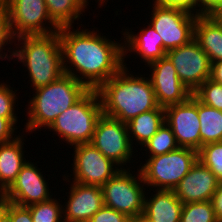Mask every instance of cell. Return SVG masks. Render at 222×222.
Returning a JSON list of instances; mask_svg holds the SVG:
<instances>
[{
    "label": "cell",
    "mask_w": 222,
    "mask_h": 222,
    "mask_svg": "<svg viewBox=\"0 0 222 222\" xmlns=\"http://www.w3.org/2000/svg\"><path fill=\"white\" fill-rule=\"evenodd\" d=\"M0 222H12L11 216L3 208L0 210Z\"/></svg>",
    "instance_id": "obj_40"
},
{
    "label": "cell",
    "mask_w": 222,
    "mask_h": 222,
    "mask_svg": "<svg viewBox=\"0 0 222 222\" xmlns=\"http://www.w3.org/2000/svg\"><path fill=\"white\" fill-rule=\"evenodd\" d=\"M151 80L158 106L167 107L187 101L193 93L180 81L167 56L149 65Z\"/></svg>",
    "instance_id": "obj_14"
},
{
    "label": "cell",
    "mask_w": 222,
    "mask_h": 222,
    "mask_svg": "<svg viewBox=\"0 0 222 222\" xmlns=\"http://www.w3.org/2000/svg\"><path fill=\"white\" fill-rule=\"evenodd\" d=\"M180 222H217L211 201L184 203Z\"/></svg>",
    "instance_id": "obj_27"
},
{
    "label": "cell",
    "mask_w": 222,
    "mask_h": 222,
    "mask_svg": "<svg viewBox=\"0 0 222 222\" xmlns=\"http://www.w3.org/2000/svg\"><path fill=\"white\" fill-rule=\"evenodd\" d=\"M164 123L165 110L160 106L134 117L126 123L131 143L135 140L143 148Z\"/></svg>",
    "instance_id": "obj_22"
},
{
    "label": "cell",
    "mask_w": 222,
    "mask_h": 222,
    "mask_svg": "<svg viewBox=\"0 0 222 222\" xmlns=\"http://www.w3.org/2000/svg\"><path fill=\"white\" fill-rule=\"evenodd\" d=\"M194 39L208 55L211 63L222 61V24L211 14H199Z\"/></svg>",
    "instance_id": "obj_20"
},
{
    "label": "cell",
    "mask_w": 222,
    "mask_h": 222,
    "mask_svg": "<svg viewBox=\"0 0 222 222\" xmlns=\"http://www.w3.org/2000/svg\"><path fill=\"white\" fill-rule=\"evenodd\" d=\"M166 56L172 62L180 81L192 93L211 76L212 63L195 39L167 51Z\"/></svg>",
    "instance_id": "obj_11"
},
{
    "label": "cell",
    "mask_w": 222,
    "mask_h": 222,
    "mask_svg": "<svg viewBox=\"0 0 222 222\" xmlns=\"http://www.w3.org/2000/svg\"><path fill=\"white\" fill-rule=\"evenodd\" d=\"M131 32L123 33L124 35V59L128 51L137 53L147 65L153 61L159 60L166 56V51L164 50L162 38L156 32V30L148 24L147 28L141 29L139 34H134Z\"/></svg>",
    "instance_id": "obj_18"
},
{
    "label": "cell",
    "mask_w": 222,
    "mask_h": 222,
    "mask_svg": "<svg viewBox=\"0 0 222 222\" xmlns=\"http://www.w3.org/2000/svg\"><path fill=\"white\" fill-rule=\"evenodd\" d=\"M86 2L88 1V0H85ZM99 1V5H100V7H101V5L106 1V0H98ZM108 1V0H107Z\"/></svg>",
    "instance_id": "obj_43"
},
{
    "label": "cell",
    "mask_w": 222,
    "mask_h": 222,
    "mask_svg": "<svg viewBox=\"0 0 222 222\" xmlns=\"http://www.w3.org/2000/svg\"><path fill=\"white\" fill-rule=\"evenodd\" d=\"M88 222H130V218L111 207L103 205Z\"/></svg>",
    "instance_id": "obj_32"
},
{
    "label": "cell",
    "mask_w": 222,
    "mask_h": 222,
    "mask_svg": "<svg viewBox=\"0 0 222 222\" xmlns=\"http://www.w3.org/2000/svg\"><path fill=\"white\" fill-rule=\"evenodd\" d=\"M198 160L222 181V142L202 146L198 151Z\"/></svg>",
    "instance_id": "obj_28"
},
{
    "label": "cell",
    "mask_w": 222,
    "mask_h": 222,
    "mask_svg": "<svg viewBox=\"0 0 222 222\" xmlns=\"http://www.w3.org/2000/svg\"><path fill=\"white\" fill-rule=\"evenodd\" d=\"M16 40H18V44L15 46L19 47L16 46L15 49L18 48V50L9 53L27 67L33 90L56 81L64 74L59 31L50 34L20 36ZM21 44L22 46H20Z\"/></svg>",
    "instance_id": "obj_3"
},
{
    "label": "cell",
    "mask_w": 222,
    "mask_h": 222,
    "mask_svg": "<svg viewBox=\"0 0 222 222\" xmlns=\"http://www.w3.org/2000/svg\"><path fill=\"white\" fill-rule=\"evenodd\" d=\"M50 19L59 27H72L87 7L85 0H45Z\"/></svg>",
    "instance_id": "obj_23"
},
{
    "label": "cell",
    "mask_w": 222,
    "mask_h": 222,
    "mask_svg": "<svg viewBox=\"0 0 222 222\" xmlns=\"http://www.w3.org/2000/svg\"><path fill=\"white\" fill-rule=\"evenodd\" d=\"M222 0H196V8L200 9V14H211L219 5Z\"/></svg>",
    "instance_id": "obj_37"
},
{
    "label": "cell",
    "mask_w": 222,
    "mask_h": 222,
    "mask_svg": "<svg viewBox=\"0 0 222 222\" xmlns=\"http://www.w3.org/2000/svg\"><path fill=\"white\" fill-rule=\"evenodd\" d=\"M71 30L72 27L59 29L64 74L89 89H97L124 67V43L111 41L94 30Z\"/></svg>",
    "instance_id": "obj_1"
},
{
    "label": "cell",
    "mask_w": 222,
    "mask_h": 222,
    "mask_svg": "<svg viewBox=\"0 0 222 222\" xmlns=\"http://www.w3.org/2000/svg\"><path fill=\"white\" fill-rule=\"evenodd\" d=\"M210 201L212 203L217 222H222V181H219L217 189Z\"/></svg>",
    "instance_id": "obj_36"
},
{
    "label": "cell",
    "mask_w": 222,
    "mask_h": 222,
    "mask_svg": "<svg viewBox=\"0 0 222 222\" xmlns=\"http://www.w3.org/2000/svg\"><path fill=\"white\" fill-rule=\"evenodd\" d=\"M148 157L166 154L179 148L172 129L164 123L156 134L143 146Z\"/></svg>",
    "instance_id": "obj_25"
},
{
    "label": "cell",
    "mask_w": 222,
    "mask_h": 222,
    "mask_svg": "<svg viewBox=\"0 0 222 222\" xmlns=\"http://www.w3.org/2000/svg\"><path fill=\"white\" fill-rule=\"evenodd\" d=\"M91 144L121 169L133 158L127 124L103 114L96 123Z\"/></svg>",
    "instance_id": "obj_10"
},
{
    "label": "cell",
    "mask_w": 222,
    "mask_h": 222,
    "mask_svg": "<svg viewBox=\"0 0 222 222\" xmlns=\"http://www.w3.org/2000/svg\"><path fill=\"white\" fill-rule=\"evenodd\" d=\"M211 15L215 17L222 24V4L219 5Z\"/></svg>",
    "instance_id": "obj_39"
},
{
    "label": "cell",
    "mask_w": 222,
    "mask_h": 222,
    "mask_svg": "<svg viewBox=\"0 0 222 222\" xmlns=\"http://www.w3.org/2000/svg\"><path fill=\"white\" fill-rule=\"evenodd\" d=\"M3 209L11 216L12 222H33L27 206H20L5 200Z\"/></svg>",
    "instance_id": "obj_33"
},
{
    "label": "cell",
    "mask_w": 222,
    "mask_h": 222,
    "mask_svg": "<svg viewBox=\"0 0 222 222\" xmlns=\"http://www.w3.org/2000/svg\"><path fill=\"white\" fill-rule=\"evenodd\" d=\"M130 222H149L145 217L139 216L133 219H130Z\"/></svg>",
    "instance_id": "obj_42"
},
{
    "label": "cell",
    "mask_w": 222,
    "mask_h": 222,
    "mask_svg": "<svg viewBox=\"0 0 222 222\" xmlns=\"http://www.w3.org/2000/svg\"><path fill=\"white\" fill-rule=\"evenodd\" d=\"M70 185L69 199L65 202V208L63 207V220L64 222H88L104 205L101 187L74 181Z\"/></svg>",
    "instance_id": "obj_16"
},
{
    "label": "cell",
    "mask_w": 222,
    "mask_h": 222,
    "mask_svg": "<svg viewBox=\"0 0 222 222\" xmlns=\"http://www.w3.org/2000/svg\"><path fill=\"white\" fill-rule=\"evenodd\" d=\"M153 6L150 25L162 38L166 52L184 46L194 39V27L198 14L180 7Z\"/></svg>",
    "instance_id": "obj_8"
},
{
    "label": "cell",
    "mask_w": 222,
    "mask_h": 222,
    "mask_svg": "<svg viewBox=\"0 0 222 222\" xmlns=\"http://www.w3.org/2000/svg\"><path fill=\"white\" fill-rule=\"evenodd\" d=\"M27 161L16 180L5 191V200L20 206H31L52 198L46 179L39 168Z\"/></svg>",
    "instance_id": "obj_15"
},
{
    "label": "cell",
    "mask_w": 222,
    "mask_h": 222,
    "mask_svg": "<svg viewBox=\"0 0 222 222\" xmlns=\"http://www.w3.org/2000/svg\"><path fill=\"white\" fill-rule=\"evenodd\" d=\"M5 202V191L0 187V210L3 208Z\"/></svg>",
    "instance_id": "obj_41"
},
{
    "label": "cell",
    "mask_w": 222,
    "mask_h": 222,
    "mask_svg": "<svg viewBox=\"0 0 222 222\" xmlns=\"http://www.w3.org/2000/svg\"><path fill=\"white\" fill-rule=\"evenodd\" d=\"M193 95L204 105L222 111V84L209 78L193 92Z\"/></svg>",
    "instance_id": "obj_29"
},
{
    "label": "cell",
    "mask_w": 222,
    "mask_h": 222,
    "mask_svg": "<svg viewBox=\"0 0 222 222\" xmlns=\"http://www.w3.org/2000/svg\"><path fill=\"white\" fill-rule=\"evenodd\" d=\"M8 86L5 83H0V117L7 118L15 126L18 121L14 110L17 90L13 91Z\"/></svg>",
    "instance_id": "obj_30"
},
{
    "label": "cell",
    "mask_w": 222,
    "mask_h": 222,
    "mask_svg": "<svg viewBox=\"0 0 222 222\" xmlns=\"http://www.w3.org/2000/svg\"><path fill=\"white\" fill-rule=\"evenodd\" d=\"M16 129L7 118L0 117V144L13 140Z\"/></svg>",
    "instance_id": "obj_35"
},
{
    "label": "cell",
    "mask_w": 222,
    "mask_h": 222,
    "mask_svg": "<svg viewBox=\"0 0 222 222\" xmlns=\"http://www.w3.org/2000/svg\"><path fill=\"white\" fill-rule=\"evenodd\" d=\"M153 5L180 7L192 13L200 14V9H196V0H154Z\"/></svg>",
    "instance_id": "obj_34"
},
{
    "label": "cell",
    "mask_w": 222,
    "mask_h": 222,
    "mask_svg": "<svg viewBox=\"0 0 222 222\" xmlns=\"http://www.w3.org/2000/svg\"><path fill=\"white\" fill-rule=\"evenodd\" d=\"M15 39L16 38L13 36L7 7L2 1H0V59H13V56H8V54H5V52L3 53L2 50L6 49L3 47L8 45V43L11 45V43L14 42Z\"/></svg>",
    "instance_id": "obj_31"
},
{
    "label": "cell",
    "mask_w": 222,
    "mask_h": 222,
    "mask_svg": "<svg viewBox=\"0 0 222 222\" xmlns=\"http://www.w3.org/2000/svg\"><path fill=\"white\" fill-rule=\"evenodd\" d=\"M201 147L215 142H222V111L204 105L198 100Z\"/></svg>",
    "instance_id": "obj_24"
},
{
    "label": "cell",
    "mask_w": 222,
    "mask_h": 222,
    "mask_svg": "<svg viewBox=\"0 0 222 222\" xmlns=\"http://www.w3.org/2000/svg\"><path fill=\"white\" fill-rule=\"evenodd\" d=\"M125 66L124 63L117 74L96 90L103 115L128 123L139 114L156 109L158 104L151 80L138 75L134 77Z\"/></svg>",
    "instance_id": "obj_2"
},
{
    "label": "cell",
    "mask_w": 222,
    "mask_h": 222,
    "mask_svg": "<svg viewBox=\"0 0 222 222\" xmlns=\"http://www.w3.org/2000/svg\"><path fill=\"white\" fill-rule=\"evenodd\" d=\"M156 194L145 196L144 212L149 222H180L183 203L173 190H155Z\"/></svg>",
    "instance_id": "obj_19"
},
{
    "label": "cell",
    "mask_w": 222,
    "mask_h": 222,
    "mask_svg": "<svg viewBox=\"0 0 222 222\" xmlns=\"http://www.w3.org/2000/svg\"><path fill=\"white\" fill-rule=\"evenodd\" d=\"M16 136L13 140L0 144V187L4 191L16 180L22 166L27 162L22 135Z\"/></svg>",
    "instance_id": "obj_21"
},
{
    "label": "cell",
    "mask_w": 222,
    "mask_h": 222,
    "mask_svg": "<svg viewBox=\"0 0 222 222\" xmlns=\"http://www.w3.org/2000/svg\"><path fill=\"white\" fill-rule=\"evenodd\" d=\"M132 175L130 169L122 168L101 186L104 205L130 219L143 216L146 194L139 169L137 175Z\"/></svg>",
    "instance_id": "obj_7"
},
{
    "label": "cell",
    "mask_w": 222,
    "mask_h": 222,
    "mask_svg": "<svg viewBox=\"0 0 222 222\" xmlns=\"http://www.w3.org/2000/svg\"><path fill=\"white\" fill-rule=\"evenodd\" d=\"M73 148L72 181L76 183L101 187L121 169L91 143L77 144Z\"/></svg>",
    "instance_id": "obj_12"
},
{
    "label": "cell",
    "mask_w": 222,
    "mask_h": 222,
    "mask_svg": "<svg viewBox=\"0 0 222 222\" xmlns=\"http://www.w3.org/2000/svg\"><path fill=\"white\" fill-rule=\"evenodd\" d=\"M210 79L216 83L222 84V61L212 63Z\"/></svg>",
    "instance_id": "obj_38"
},
{
    "label": "cell",
    "mask_w": 222,
    "mask_h": 222,
    "mask_svg": "<svg viewBox=\"0 0 222 222\" xmlns=\"http://www.w3.org/2000/svg\"><path fill=\"white\" fill-rule=\"evenodd\" d=\"M1 1L7 7L13 36L15 38L25 35L50 34L60 29L50 19L45 0ZM47 22L51 27L48 25L45 26Z\"/></svg>",
    "instance_id": "obj_9"
},
{
    "label": "cell",
    "mask_w": 222,
    "mask_h": 222,
    "mask_svg": "<svg viewBox=\"0 0 222 222\" xmlns=\"http://www.w3.org/2000/svg\"><path fill=\"white\" fill-rule=\"evenodd\" d=\"M90 89L70 75L63 74L56 81L35 90L28 107L25 132L50 127L65 110L79 101Z\"/></svg>",
    "instance_id": "obj_4"
},
{
    "label": "cell",
    "mask_w": 222,
    "mask_h": 222,
    "mask_svg": "<svg viewBox=\"0 0 222 222\" xmlns=\"http://www.w3.org/2000/svg\"><path fill=\"white\" fill-rule=\"evenodd\" d=\"M218 183L211 170L197 160L173 191L183 204L210 201Z\"/></svg>",
    "instance_id": "obj_17"
},
{
    "label": "cell",
    "mask_w": 222,
    "mask_h": 222,
    "mask_svg": "<svg viewBox=\"0 0 222 222\" xmlns=\"http://www.w3.org/2000/svg\"><path fill=\"white\" fill-rule=\"evenodd\" d=\"M198 160V152L179 147L166 154L149 157L139 168L145 185L157 190H174Z\"/></svg>",
    "instance_id": "obj_6"
},
{
    "label": "cell",
    "mask_w": 222,
    "mask_h": 222,
    "mask_svg": "<svg viewBox=\"0 0 222 222\" xmlns=\"http://www.w3.org/2000/svg\"><path fill=\"white\" fill-rule=\"evenodd\" d=\"M165 123L172 129L179 147L197 152L201 148L198 99L192 95L187 101L164 108Z\"/></svg>",
    "instance_id": "obj_13"
},
{
    "label": "cell",
    "mask_w": 222,
    "mask_h": 222,
    "mask_svg": "<svg viewBox=\"0 0 222 222\" xmlns=\"http://www.w3.org/2000/svg\"><path fill=\"white\" fill-rule=\"evenodd\" d=\"M60 204L56 198H50L27 207L30 209L33 222H64L63 205Z\"/></svg>",
    "instance_id": "obj_26"
},
{
    "label": "cell",
    "mask_w": 222,
    "mask_h": 222,
    "mask_svg": "<svg viewBox=\"0 0 222 222\" xmlns=\"http://www.w3.org/2000/svg\"><path fill=\"white\" fill-rule=\"evenodd\" d=\"M102 114L98 92L90 89L79 101L62 112L49 129L71 146L91 143L96 123Z\"/></svg>",
    "instance_id": "obj_5"
}]
</instances>
